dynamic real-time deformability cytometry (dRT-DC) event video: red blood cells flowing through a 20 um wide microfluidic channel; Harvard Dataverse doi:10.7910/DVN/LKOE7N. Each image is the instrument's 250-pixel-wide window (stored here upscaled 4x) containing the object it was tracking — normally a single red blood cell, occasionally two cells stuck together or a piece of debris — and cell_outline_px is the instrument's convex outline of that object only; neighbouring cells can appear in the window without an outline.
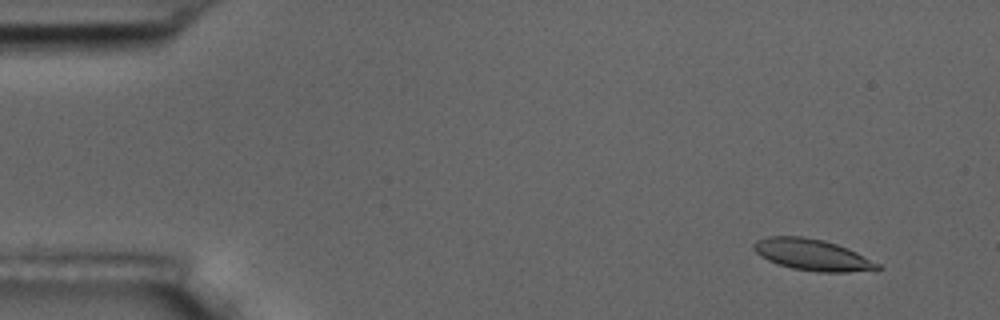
{"species": "common noctule bat (a hibernating species)", "species_latin": "Nyctalus noctula", "temperature_condition": "room temperature", "stored_images_in_passage": 4, "camera_frame_rate_fps": 3000, "um_per_image_px": 0.085, "animal": {"sex": "male", "body_mass_g": 17.5, "forearm_length_mm": 52.3}, "frame": {"image": 1, "passage_image": 1, "time_ms": 0.0, "image_size_px": [1000, 320], "cell_outline_px": [[884, 268], [848, 272], [820, 272], [792, 268], [768, 260], [760, 256], [752, 248], [752, 244], [756, 240], [768, 236], [804, 236], [824, 240], [848, 248], [880, 264]], "centroid_in_image_um": [69.02, 21.64], "position_along_channel_um": 16.0, "area_um2": 22.54}}